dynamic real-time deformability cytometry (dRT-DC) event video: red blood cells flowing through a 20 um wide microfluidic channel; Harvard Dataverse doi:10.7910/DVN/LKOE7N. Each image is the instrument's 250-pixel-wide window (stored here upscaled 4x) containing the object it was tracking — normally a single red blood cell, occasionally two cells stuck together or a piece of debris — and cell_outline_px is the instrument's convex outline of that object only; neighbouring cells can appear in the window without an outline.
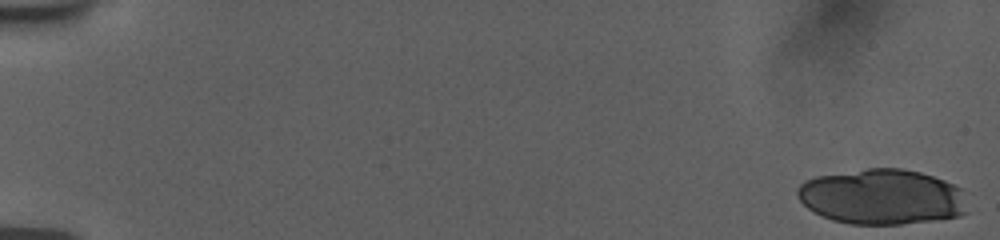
{"species": "human", "species_latin": "Homo sapiens", "temperature_condition": "room temperature", "stored_images_in_passage": 21, "camera_frame_rate_fps": 3000, "um_per_image_px": 0.085, "donor": {"sex": "female"}, "frame": {"image": 1, "passage_image": 1, "time_ms": 0.0, "image_size_px": [1000, 240], "cell_outline_px": [[968, 212], [960, 216], [932, 220], [900, 224], [852, 224], [832, 220], [808, 208], [796, 196], [796, 188], [804, 180], [816, 176], [868, 168], [900, 168], [920, 172], [944, 180], [960, 188]], "centroid_in_image_um": [74.94, 16.72], "position_along_channel_um": 10.1, "area_um2": 54.74}}
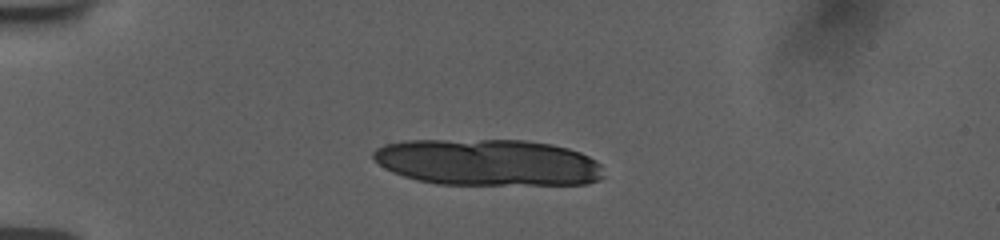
{"frame": {"image": 2, "passage_image": 15, "time_ms": 4.667, "image_size_px": [1000, 240], "cell_outline_px": [[604, 176], [600, 180], [588, 184], [436, 184], [416, 180], [392, 172], [384, 168], [372, 156], [372, 152], [376, 148], [384, 144], [404, 140], [524, 140], [552, 144], [568, 148], [580, 152], [596, 160], [600, 164]], "centroid_in_image_um": [41.46, 13.8], "position_along_channel_um": 43.5, "area_um2": 62.77}}